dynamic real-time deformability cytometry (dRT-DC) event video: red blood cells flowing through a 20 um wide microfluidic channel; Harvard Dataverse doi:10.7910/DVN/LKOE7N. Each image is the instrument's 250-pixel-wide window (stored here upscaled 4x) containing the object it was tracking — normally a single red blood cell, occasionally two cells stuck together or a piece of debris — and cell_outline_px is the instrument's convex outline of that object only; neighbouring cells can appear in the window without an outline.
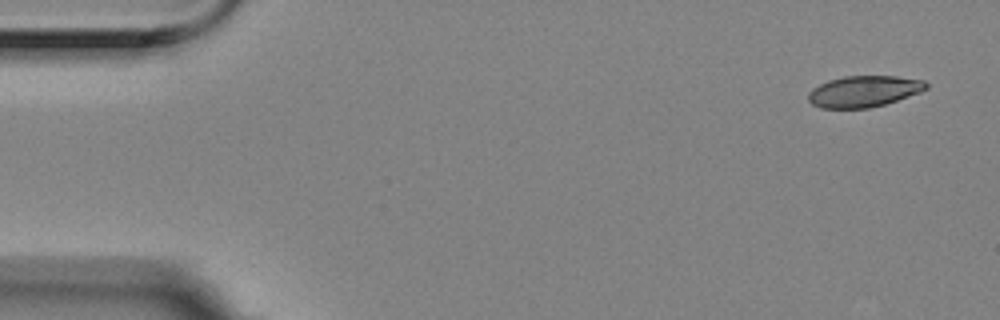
{"species": "Egyptian fruit bat (a non-hibernating species)", "species_latin": "Rousettus aegyptiacus", "temperature_condition": "room temperature", "stored_images_in_passage": 4, "camera_frame_rate_fps": 3000, "um_per_image_px": 0.085, "animal": {"sex": "female"}, "frame": {"image": 1, "passage_image": 1, "time_ms": 0.0, "image_size_px": [1000, 320], "cell_outline_px": [[928, 88], [920, 92], [884, 104], [868, 108], [820, 108], [812, 104], [808, 100], [808, 92], [812, 88], [828, 80], [844, 76], [896, 76], [924, 80], [928, 84]], "centroid_in_image_um": [73.41, 7.76], "position_along_channel_um": 11.6, "area_um2": 21.44}}